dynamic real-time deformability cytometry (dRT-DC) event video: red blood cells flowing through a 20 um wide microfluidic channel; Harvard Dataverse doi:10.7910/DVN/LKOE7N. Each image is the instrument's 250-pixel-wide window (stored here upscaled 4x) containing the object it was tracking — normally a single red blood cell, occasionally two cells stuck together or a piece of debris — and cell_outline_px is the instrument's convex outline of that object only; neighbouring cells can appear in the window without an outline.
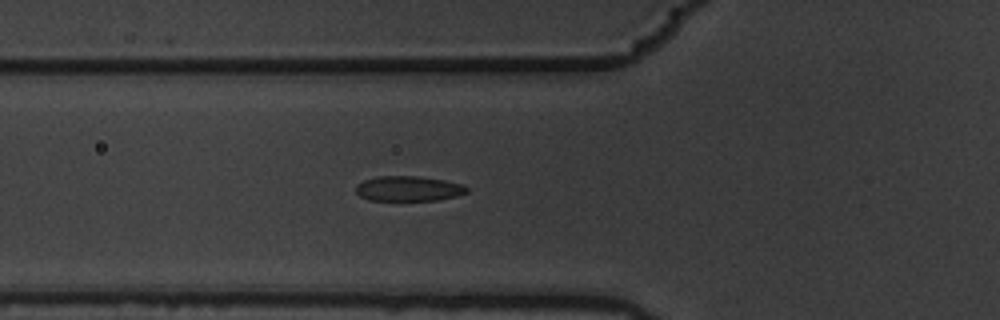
{"species": "common noctule bat (a hibernating species)", "species_latin": "Nyctalus noctula", "temperature_condition": "warm", "stored_images_in_passage": 3, "camera_frame_rate_fps": 3000, "um_per_image_px": 0.085, "animal": {"sex": "male", "body_mass_g": 19.5, "forearm_length_mm": 54.6}, "frame": {"image": 1, "passage_image": 3, "time_ms": 0.667, "image_size_px": [1000, 320], "cell_outline_px": [[468, 192], [456, 196], [436, 200], [368, 200], [360, 196], [356, 192], [356, 184], [364, 180], [376, 176], [416, 176], [444, 180], [464, 184], [468, 188]], "centroid_in_image_um": [34.71, 16.02], "position_along_channel_um": 91.1, "area_um2": 16.24}}